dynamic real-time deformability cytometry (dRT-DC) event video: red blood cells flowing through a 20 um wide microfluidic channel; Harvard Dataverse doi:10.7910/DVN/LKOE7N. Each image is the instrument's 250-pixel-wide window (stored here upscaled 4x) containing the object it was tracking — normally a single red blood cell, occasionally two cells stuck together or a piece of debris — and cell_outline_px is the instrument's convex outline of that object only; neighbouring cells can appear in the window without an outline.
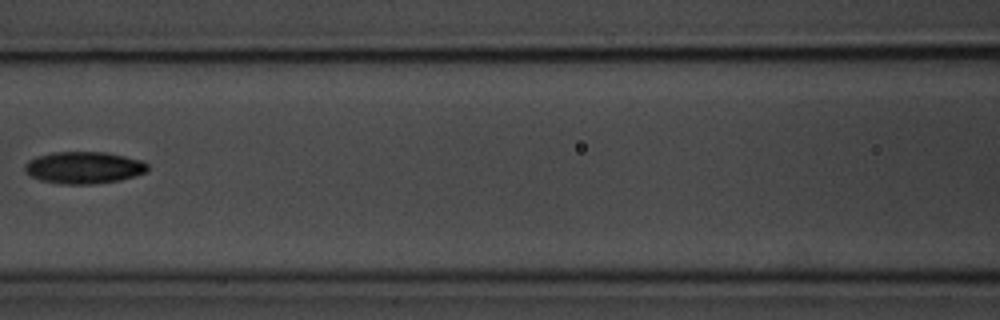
{"species": "common noctule bat (a hibernating species)", "species_latin": "Nyctalus noctula", "temperature_condition": "room temperature", "stored_images_in_passage": 8, "camera_frame_rate_fps": 3000, "um_per_image_px": 0.085, "animal": {"sex": "male", "body_mass_g": 20.1, "forearm_length_mm": 53.5}, "frame": {"image": 1, "passage_image": 7, "time_ms": 7.667, "image_size_px": [1000, 320], "cell_outline_px": [[148, 172], [120, 180], [92, 184], [60, 184], [40, 180], [24, 172], [24, 164], [28, 160], [52, 152], [108, 152], [140, 160], [148, 164]], "centroid_in_image_um": [7.12, 14.25], "position_along_channel_um": 159.5, "area_um2": 22.95}}
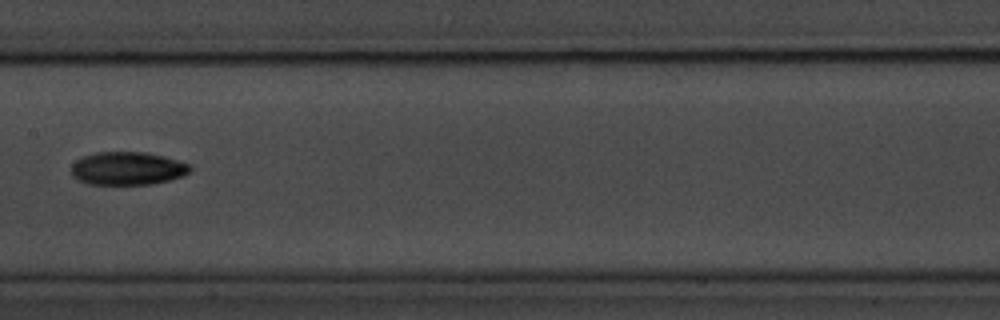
{"frame": {"image": 2, "passage_image": 8, "time_ms": 8.667, "image_size_px": [1000, 320], "cell_outline_px": [[192, 168], [184, 176], [152, 184], [88, 184], [76, 180], [72, 176], [72, 164], [76, 160], [84, 156], [96, 152], [148, 152], [164, 156], [188, 164]], "centroid_in_image_um": [10.82, 14.32], "position_along_channel_um": 196.6, "area_um2": 22.95}}